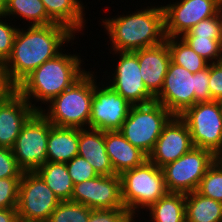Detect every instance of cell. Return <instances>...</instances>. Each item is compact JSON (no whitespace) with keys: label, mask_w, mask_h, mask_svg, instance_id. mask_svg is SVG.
<instances>
[{"label":"cell","mask_w":222,"mask_h":222,"mask_svg":"<svg viewBox=\"0 0 222 222\" xmlns=\"http://www.w3.org/2000/svg\"><path fill=\"white\" fill-rule=\"evenodd\" d=\"M220 21L218 15L203 19L198 24L193 26L183 36H199L211 37L212 39H220Z\"/></svg>","instance_id":"obj_35"},{"label":"cell","mask_w":222,"mask_h":222,"mask_svg":"<svg viewBox=\"0 0 222 222\" xmlns=\"http://www.w3.org/2000/svg\"><path fill=\"white\" fill-rule=\"evenodd\" d=\"M48 16L55 22L68 27L76 35H85L83 31L88 23L89 6L83 0H41ZM88 8V9H87ZM86 9V11H85ZM79 33V34H77Z\"/></svg>","instance_id":"obj_21"},{"label":"cell","mask_w":222,"mask_h":222,"mask_svg":"<svg viewBox=\"0 0 222 222\" xmlns=\"http://www.w3.org/2000/svg\"><path fill=\"white\" fill-rule=\"evenodd\" d=\"M171 1L168 4L160 2L164 9L166 37H182L203 19L215 16L219 5L217 0Z\"/></svg>","instance_id":"obj_13"},{"label":"cell","mask_w":222,"mask_h":222,"mask_svg":"<svg viewBox=\"0 0 222 222\" xmlns=\"http://www.w3.org/2000/svg\"><path fill=\"white\" fill-rule=\"evenodd\" d=\"M66 166L74 185L98 176L89 162L79 155L66 162Z\"/></svg>","instance_id":"obj_33"},{"label":"cell","mask_w":222,"mask_h":222,"mask_svg":"<svg viewBox=\"0 0 222 222\" xmlns=\"http://www.w3.org/2000/svg\"><path fill=\"white\" fill-rule=\"evenodd\" d=\"M21 177L0 179V209L17 208Z\"/></svg>","instance_id":"obj_32"},{"label":"cell","mask_w":222,"mask_h":222,"mask_svg":"<svg viewBox=\"0 0 222 222\" xmlns=\"http://www.w3.org/2000/svg\"><path fill=\"white\" fill-rule=\"evenodd\" d=\"M147 3H150V6ZM140 4V8L135 4L136 11L125 10V14L123 11H118L115 16H112L113 12L110 13L108 10L110 15L107 16L109 18L103 15L100 18L101 21H97L101 23L100 26H103V31L107 35V38L104 39H109L106 40L108 51L134 52L159 45L165 41L163 6L150 1ZM143 4L147 6L142 7ZM119 13L121 14L119 15Z\"/></svg>","instance_id":"obj_2"},{"label":"cell","mask_w":222,"mask_h":222,"mask_svg":"<svg viewBox=\"0 0 222 222\" xmlns=\"http://www.w3.org/2000/svg\"><path fill=\"white\" fill-rule=\"evenodd\" d=\"M91 210L80 203L61 201L47 222H88Z\"/></svg>","instance_id":"obj_30"},{"label":"cell","mask_w":222,"mask_h":222,"mask_svg":"<svg viewBox=\"0 0 222 222\" xmlns=\"http://www.w3.org/2000/svg\"><path fill=\"white\" fill-rule=\"evenodd\" d=\"M94 67L93 65V99L89 128L102 131L119 130L128 117L132 105L109 86L106 81L101 80L100 74L98 75L100 72L96 71L98 66Z\"/></svg>","instance_id":"obj_10"},{"label":"cell","mask_w":222,"mask_h":222,"mask_svg":"<svg viewBox=\"0 0 222 222\" xmlns=\"http://www.w3.org/2000/svg\"><path fill=\"white\" fill-rule=\"evenodd\" d=\"M60 201H70L74 184L66 163L45 162L35 171Z\"/></svg>","instance_id":"obj_25"},{"label":"cell","mask_w":222,"mask_h":222,"mask_svg":"<svg viewBox=\"0 0 222 222\" xmlns=\"http://www.w3.org/2000/svg\"><path fill=\"white\" fill-rule=\"evenodd\" d=\"M93 68L53 98L39 112L53 125L69 128H89L93 99Z\"/></svg>","instance_id":"obj_4"},{"label":"cell","mask_w":222,"mask_h":222,"mask_svg":"<svg viewBox=\"0 0 222 222\" xmlns=\"http://www.w3.org/2000/svg\"><path fill=\"white\" fill-rule=\"evenodd\" d=\"M105 53L113 55L112 60L109 59L112 65L109 63L110 71L105 68L106 71L104 70L103 72L105 74L100 75L102 76L101 79L106 81L109 86L131 105L155 101V97L147 90L143 83L138 56L134 52L109 51ZM114 57L117 58L114 59Z\"/></svg>","instance_id":"obj_7"},{"label":"cell","mask_w":222,"mask_h":222,"mask_svg":"<svg viewBox=\"0 0 222 222\" xmlns=\"http://www.w3.org/2000/svg\"><path fill=\"white\" fill-rule=\"evenodd\" d=\"M75 50L77 49L74 48L72 54L65 48L56 57L36 68L15 88L35 111H40L88 70L86 65L91 64H85L83 54Z\"/></svg>","instance_id":"obj_3"},{"label":"cell","mask_w":222,"mask_h":222,"mask_svg":"<svg viewBox=\"0 0 222 222\" xmlns=\"http://www.w3.org/2000/svg\"><path fill=\"white\" fill-rule=\"evenodd\" d=\"M5 17V0H0V19Z\"/></svg>","instance_id":"obj_42"},{"label":"cell","mask_w":222,"mask_h":222,"mask_svg":"<svg viewBox=\"0 0 222 222\" xmlns=\"http://www.w3.org/2000/svg\"><path fill=\"white\" fill-rule=\"evenodd\" d=\"M196 73L170 61L161 91L155 101L162 104L173 116H180L195 105Z\"/></svg>","instance_id":"obj_14"},{"label":"cell","mask_w":222,"mask_h":222,"mask_svg":"<svg viewBox=\"0 0 222 222\" xmlns=\"http://www.w3.org/2000/svg\"><path fill=\"white\" fill-rule=\"evenodd\" d=\"M198 55L209 63L222 61V47L220 39L199 36L181 37Z\"/></svg>","instance_id":"obj_29"},{"label":"cell","mask_w":222,"mask_h":222,"mask_svg":"<svg viewBox=\"0 0 222 222\" xmlns=\"http://www.w3.org/2000/svg\"><path fill=\"white\" fill-rule=\"evenodd\" d=\"M5 17L15 24L18 23L17 20H22V26L55 24L41 0H5Z\"/></svg>","instance_id":"obj_24"},{"label":"cell","mask_w":222,"mask_h":222,"mask_svg":"<svg viewBox=\"0 0 222 222\" xmlns=\"http://www.w3.org/2000/svg\"><path fill=\"white\" fill-rule=\"evenodd\" d=\"M22 173L12 149L0 147V179L21 177Z\"/></svg>","instance_id":"obj_36"},{"label":"cell","mask_w":222,"mask_h":222,"mask_svg":"<svg viewBox=\"0 0 222 222\" xmlns=\"http://www.w3.org/2000/svg\"><path fill=\"white\" fill-rule=\"evenodd\" d=\"M79 128L51 126L47 142V162H69L78 155Z\"/></svg>","instance_id":"obj_22"},{"label":"cell","mask_w":222,"mask_h":222,"mask_svg":"<svg viewBox=\"0 0 222 222\" xmlns=\"http://www.w3.org/2000/svg\"><path fill=\"white\" fill-rule=\"evenodd\" d=\"M52 124L36 111L23 125L12 152L23 172H35L47 157V142Z\"/></svg>","instance_id":"obj_11"},{"label":"cell","mask_w":222,"mask_h":222,"mask_svg":"<svg viewBox=\"0 0 222 222\" xmlns=\"http://www.w3.org/2000/svg\"><path fill=\"white\" fill-rule=\"evenodd\" d=\"M186 222H222V203L197 191L186 194Z\"/></svg>","instance_id":"obj_26"},{"label":"cell","mask_w":222,"mask_h":222,"mask_svg":"<svg viewBox=\"0 0 222 222\" xmlns=\"http://www.w3.org/2000/svg\"><path fill=\"white\" fill-rule=\"evenodd\" d=\"M13 88L8 84L2 65H0V100Z\"/></svg>","instance_id":"obj_40"},{"label":"cell","mask_w":222,"mask_h":222,"mask_svg":"<svg viewBox=\"0 0 222 222\" xmlns=\"http://www.w3.org/2000/svg\"><path fill=\"white\" fill-rule=\"evenodd\" d=\"M185 206L186 194L167 192L157 202L144 210L146 212L142 213L143 217L140 215L136 220L139 222L142 220L145 222L146 220L147 222H186ZM144 214L145 217L146 215L149 217V220L144 217Z\"/></svg>","instance_id":"obj_23"},{"label":"cell","mask_w":222,"mask_h":222,"mask_svg":"<svg viewBox=\"0 0 222 222\" xmlns=\"http://www.w3.org/2000/svg\"><path fill=\"white\" fill-rule=\"evenodd\" d=\"M173 115L159 102L132 105L120 133L147 156Z\"/></svg>","instance_id":"obj_6"},{"label":"cell","mask_w":222,"mask_h":222,"mask_svg":"<svg viewBox=\"0 0 222 222\" xmlns=\"http://www.w3.org/2000/svg\"><path fill=\"white\" fill-rule=\"evenodd\" d=\"M106 152L116 175L142 165L148 156L133 146L119 130L104 131Z\"/></svg>","instance_id":"obj_19"},{"label":"cell","mask_w":222,"mask_h":222,"mask_svg":"<svg viewBox=\"0 0 222 222\" xmlns=\"http://www.w3.org/2000/svg\"><path fill=\"white\" fill-rule=\"evenodd\" d=\"M78 155L87 160L98 175H116L106 152L104 131L79 129Z\"/></svg>","instance_id":"obj_20"},{"label":"cell","mask_w":222,"mask_h":222,"mask_svg":"<svg viewBox=\"0 0 222 222\" xmlns=\"http://www.w3.org/2000/svg\"><path fill=\"white\" fill-rule=\"evenodd\" d=\"M138 56L141 77L147 90L155 97L163 86L171 61L167 42L134 51Z\"/></svg>","instance_id":"obj_18"},{"label":"cell","mask_w":222,"mask_h":222,"mask_svg":"<svg viewBox=\"0 0 222 222\" xmlns=\"http://www.w3.org/2000/svg\"><path fill=\"white\" fill-rule=\"evenodd\" d=\"M11 55L2 68L6 80L16 88L29 74L60 54L68 45L76 44V34L68 27L55 23L50 25L22 26L18 23ZM66 46V47H65Z\"/></svg>","instance_id":"obj_1"},{"label":"cell","mask_w":222,"mask_h":222,"mask_svg":"<svg viewBox=\"0 0 222 222\" xmlns=\"http://www.w3.org/2000/svg\"><path fill=\"white\" fill-rule=\"evenodd\" d=\"M171 61L191 73H196L209 66V62L198 55L181 37H166Z\"/></svg>","instance_id":"obj_27"},{"label":"cell","mask_w":222,"mask_h":222,"mask_svg":"<svg viewBox=\"0 0 222 222\" xmlns=\"http://www.w3.org/2000/svg\"><path fill=\"white\" fill-rule=\"evenodd\" d=\"M217 158L210 150L194 146L166 164L162 170L167 191L184 194L197 191L202 177Z\"/></svg>","instance_id":"obj_9"},{"label":"cell","mask_w":222,"mask_h":222,"mask_svg":"<svg viewBox=\"0 0 222 222\" xmlns=\"http://www.w3.org/2000/svg\"><path fill=\"white\" fill-rule=\"evenodd\" d=\"M209 90L212 101H222V61L210 63Z\"/></svg>","instance_id":"obj_38"},{"label":"cell","mask_w":222,"mask_h":222,"mask_svg":"<svg viewBox=\"0 0 222 222\" xmlns=\"http://www.w3.org/2000/svg\"><path fill=\"white\" fill-rule=\"evenodd\" d=\"M61 201L36 172H23L17 214L20 222H47Z\"/></svg>","instance_id":"obj_12"},{"label":"cell","mask_w":222,"mask_h":222,"mask_svg":"<svg viewBox=\"0 0 222 222\" xmlns=\"http://www.w3.org/2000/svg\"><path fill=\"white\" fill-rule=\"evenodd\" d=\"M217 15L220 21V28H221V32H220V42H221V47H222V2L219 3L218 8H217Z\"/></svg>","instance_id":"obj_41"},{"label":"cell","mask_w":222,"mask_h":222,"mask_svg":"<svg viewBox=\"0 0 222 222\" xmlns=\"http://www.w3.org/2000/svg\"><path fill=\"white\" fill-rule=\"evenodd\" d=\"M70 201L83 204L90 209L125 208L120 175H98L75 184Z\"/></svg>","instance_id":"obj_15"},{"label":"cell","mask_w":222,"mask_h":222,"mask_svg":"<svg viewBox=\"0 0 222 222\" xmlns=\"http://www.w3.org/2000/svg\"><path fill=\"white\" fill-rule=\"evenodd\" d=\"M120 178L124 207L135 218L168 192L162 168L149 160L123 172Z\"/></svg>","instance_id":"obj_5"},{"label":"cell","mask_w":222,"mask_h":222,"mask_svg":"<svg viewBox=\"0 0 222 222\" xmlns=\"http://www.w3.org/2000/svg\"><path fill=\"white\" fill-rule=\"evenodd\" d=\"M197 192L222 203V158H217L207 169Z\"/></svg>","instance_id":"obj_28"},{"label":"cell","mask_w":222,"mask_h":222,"mask_svg":"<svg viewBox=\"0 0 222 222\" xmlns=\"http://www.w3.org/2000/svg\"><path fill=\"white\" fill-rule=\"evenodd\" d=\"M136 218L126 208L92 209L88 222H135Z\"/></svg>","instance_id":"obj_34"},{"label":"cell","mask_w":222,"mask_h":222,"mask_svg":"<svg viewBox=\"0 0 222 222\" xmlns=\"http://www.w3.org/2000/svg\"><path fill=\"white\" fill-rule=\"evenodd\" d=\"M210 64L207 68L196 72L195 104L198 102H210L212 97L209 90Z\"/></svg>","instance_id":"obj_37"},{"label":"cell","mask_w":222,"mask_h":222,"mask_svg":"<svg viewBox=\"0 0 222 222\" xmlns=\"http://www.w3.org/2000/svg\"><path fill=\"white\" fill-rule=\"evenodd\" d=\"M17 208L0 209V222H18Z\"/></svg>","instance_id":"obj_39"},{"label":"cell","mask_w":222,"mask_h":222,"mask_svg":"<svg viewBox=\"0 0 222 222\" xmlns=\"http://www.w3.org/2000/svg\"><path fill=\"white\" fill-rule=\"evenodd\" d=\"M179 117L188 126L193 146L222 158V101L198 102Z\"/></svg>","instance_id":"obj_8"},{"label":"cell","mask_w":222,"mask_h":222,"mask_svg":"<svg viewBox=\"0 0 222 222\" xmlns=\"http://www.w3.org/2000/svg\"><path fill=\"white\" fill-rule=\"evenodd\" d=\"M193 146L187 124L179 117L173 116L163 127L161 135L148 155V160L157 167L177 160Z\"/></svg>","instance_id":"obj_16"},{"label":"cell","mask_w":222,"mask_h":222,"mask_svg":"<svg viewBox=\"0 0 222 222\" xmlns=\"http://www.w3.org/2000/svg\"><path fill=\"white\" fill-rule=\"evenodd\" d=\"M11 19L4 17L0 19V65L11 55L13 43L20 25Z\"/></svg>","instance_id":"obj_31"},{"label":"cell","mask_w":222,"mask_h":222,"mask_svg":"<svg viewBox=\"0 0 222 222\" xmlns=\"http://www.w3.org/2000/svg\"><path fill=\"white\" fill-rule=\"evenodd\" d=\"M36 111L13 88L0 100V147L12 149L23 125Z\"/></svg>","instance_id":"obj_17"}]
</instances>
